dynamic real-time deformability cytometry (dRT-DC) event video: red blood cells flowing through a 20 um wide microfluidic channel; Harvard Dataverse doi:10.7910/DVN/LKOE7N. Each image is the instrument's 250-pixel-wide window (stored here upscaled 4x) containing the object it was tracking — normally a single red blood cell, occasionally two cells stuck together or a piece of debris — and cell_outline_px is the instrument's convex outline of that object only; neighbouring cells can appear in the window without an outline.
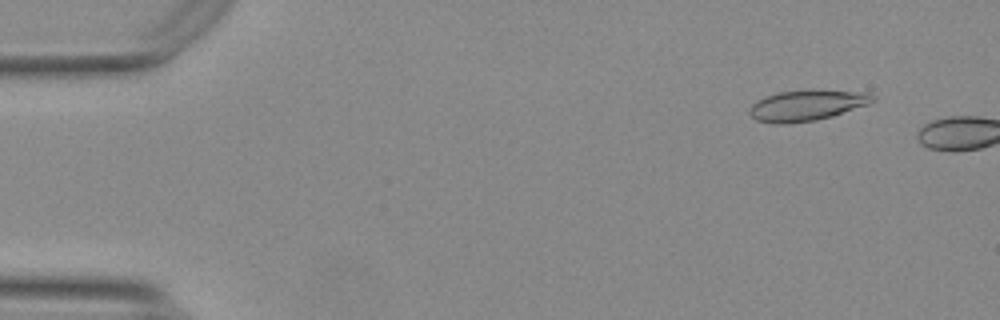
{"species": "Egyptian fruit bat (a non-hibernating species)", "species_latin": "Rousettus aegyptiacus", "temperature_condition": "warm", "stored_images_in_passage": 8, "camera_frame_rate_fps": 3000, "um_per_image_px": 0.085, "animal": {"sex": "female"}, "frame": {"image": 1, "passage_image": 5, "time_ms": 1.333, "image_size_px": [1000, 320], "cell_outline_px": [[876, 100], [868, 104], [832, 116], [816, 120], [784, 124], [772, 124], [756, 120], [748, 112], [752, 104], [756, 100], [764, 96], [776, 92], [808, 88], [812, 88], [868, 92], [876, 96]], "centroid_in_image_um": [68.58, 8.92], "position_along_channel_um": 16.4, "area_um2": 22.83}}